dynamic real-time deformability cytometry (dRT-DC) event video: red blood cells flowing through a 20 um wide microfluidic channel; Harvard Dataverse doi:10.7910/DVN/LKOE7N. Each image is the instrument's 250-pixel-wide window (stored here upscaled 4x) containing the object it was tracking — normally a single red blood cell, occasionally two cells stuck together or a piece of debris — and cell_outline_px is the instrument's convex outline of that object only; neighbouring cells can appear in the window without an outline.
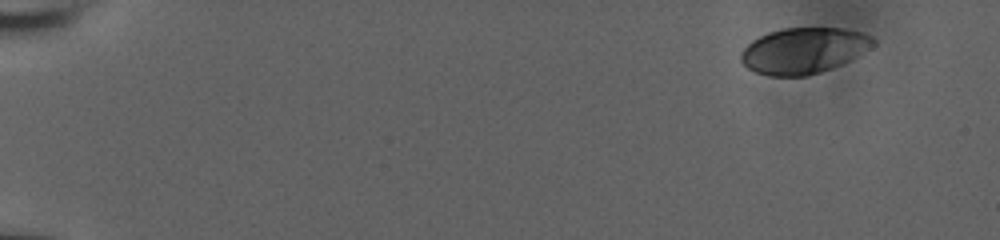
{"species": "human", "species_latin": "Homo sapiens", "temperature_condition": "room temperature", "stored_images_in_passage": 53, "camera_frame_rate_fps": 3000, "um_per_image_px": 0.085, "donor": {"sex": "male"}, "frame": {"image": 1, "passage_image": 1, "time_ms": 0.0, "image_size_px": [1000, 240], "cell_outline_px": [[876, 44], [856, 56], [832, 68], [808, 76], [768, 76], [756, 72], [748, 68], [740, 60], [740, 52], [752, 40], [768, 32], [784, 28], [844, 28], [860, 32], [876, 40]], "centroid_in_image_um": [68.28, 4.3], "position_along_channel_um": 16.7, "area_um2": 35.2}}
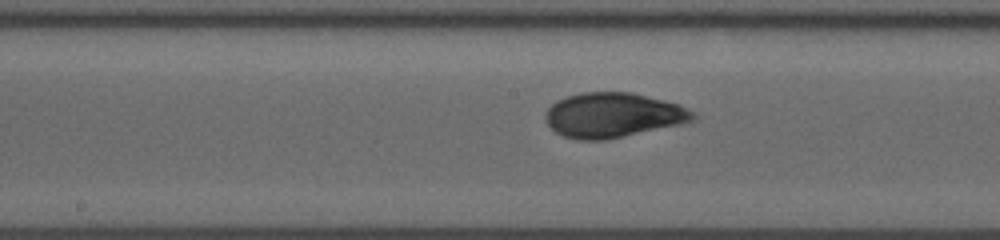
{"frame": {"image": 2, "passage_image": 28, "time_ms": 9.0, "image_size_px": [1000, 240], "cell_outline_px": [[696, 116], [692, 120], [680, 124], [608, 140], [580, 140], [564, 136], [556, 132], [544, 120], [544, 112], [556, 100], [564, 96], [580, 92], [632, 92], [680, 104], [696, 112]], "centroid_in_image_um": [52.08, 9.78], "position_along_channel_um": 196.1, "area_um2": 38.84}}
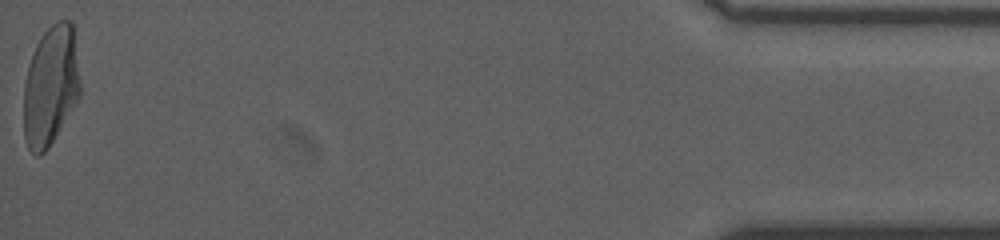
{"frame": {"image": 3, "passage_image": 53, "time_ms": 17.333, "image_size_px": [1000, 240], "cell_outline_px": [[80, 96], [48, 148], [40, 156], [36, 156], [28, 148], [24, 140], [24, 84], [28, 64], [36, 44], [44, 32], [56, 20], [72, 20], [80, 80]], "centroid_in_image_um": [4.29, 7.29], "position_along_channel_um": 430.9, "area_um2": 39.54}, "authors_computed_cell_mechanics": {"area_um2": 37.5122, "velocity_mm_per_s": 3.8286, "shape_relaxation_time_tau1_ms": 3.5658, "shape_relaxation_time_tau2_ms": 0.8889, "deformation_change_tau1": 0.1611, "deformation_change_tau2": 0.051}}